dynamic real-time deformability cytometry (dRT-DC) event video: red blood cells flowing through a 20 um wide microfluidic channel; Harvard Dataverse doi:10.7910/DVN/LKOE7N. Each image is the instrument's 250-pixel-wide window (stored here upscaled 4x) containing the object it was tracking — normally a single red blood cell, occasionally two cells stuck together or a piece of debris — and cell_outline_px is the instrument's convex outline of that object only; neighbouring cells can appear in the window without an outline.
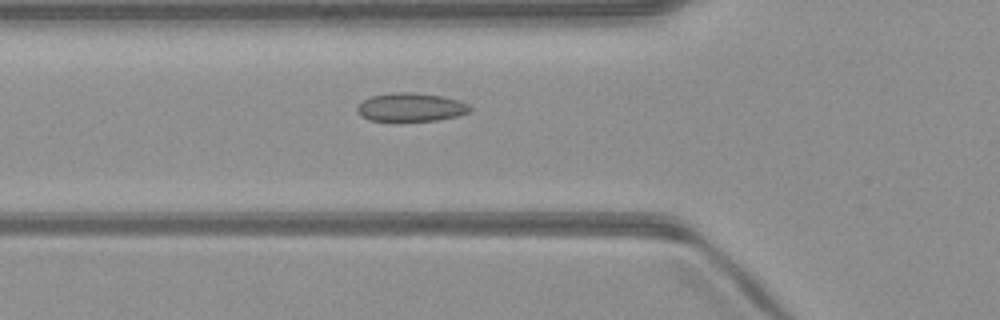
{"species": "common noctule bat (a hibernating species)", "species_latin": "Nyctalus noctula", "temperature_condition": "warm", "stored_images_in_passage": 44, "camera_frame_rate_fps": 3000, "um_per_image_px": 0.085, "animal": {"sex": "male", "body_mass_g": 23.1, "forearm_length_mm": 52.7}, "frame": {"image": 1, "passage_image": 11, "time_ms": 3.333, "image_size_px": [1000, 320], "cell_outline_px": [[472, 108], [468, 112], [456, 116], [436, 120], [400, 124], [396, 124], [368, 120], [360, 116], [356, 112], [356, 108], [364, 100], [372, 96], [392, 92], [412, 92], [440, 96], [460, 100], [468, 104]], "centroid_in_image_um": [34.86, 9.17], "position_along_channel_um": 90.9, "area_um2": 19.54}}
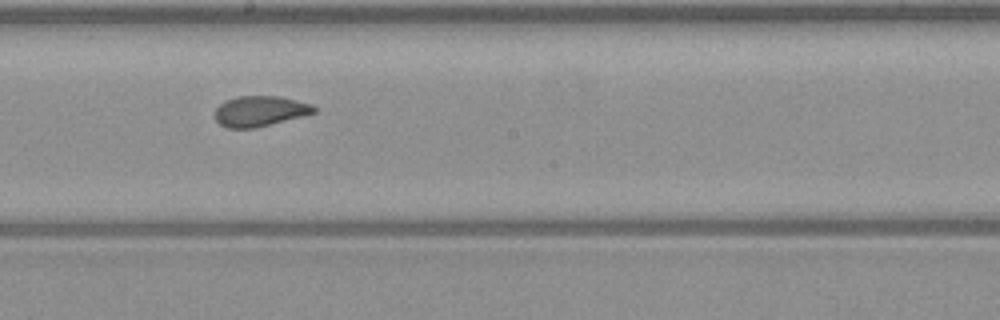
{"frame": {"image": 2, "passage_image": 21, "time_ms": 6.667, "image_size_px": [1000, 320], "cell_outline_px": [[316, 112], [304, 116], [256, 128], [228, 128], [220, 124], [216, 120], [216, 108], [224, 100], [236, 96], [280, 96], [312, 104], [316, 108]], "centroid_in_image_um": [22.11, 9.44], "position_along_channel_um": 226.1, "area_um2": 17.69}}
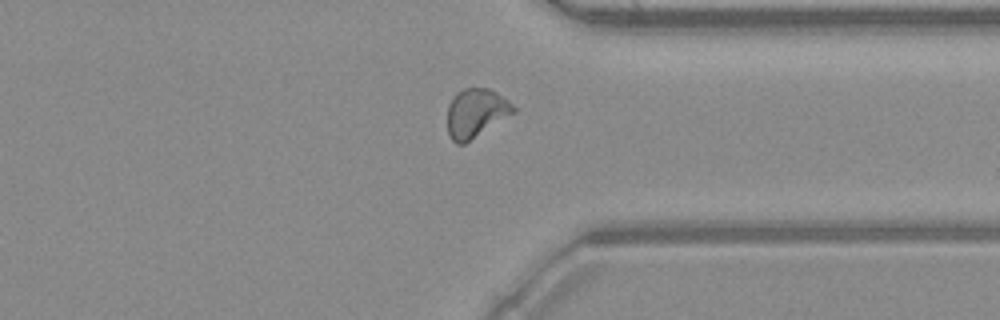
{"frame": {"image": 3, "passage_image": 32, "time_ms": 10.333, "image_size_px": [1000, 320], "cell_outline_px": [[516, 112], [464, 144], [456, 144], [452, 140], [448, 132], [448, 104], [452, 96], [456, 92], [464, 88], [488, 88], [496, 92], [508, 100], [516, 108]], "centroid_in_image_um": [40.45, 9.6], "position_along_channel_um": 371.0, "area_um2": 18.84}, "authors_computed_cell_mechanics": {"area_um2": 18.5827, "velocity_mm_per_s": 4.0334, "shape_relaxation_time_tau1_ms": null, "shape_relaxation_time_tau2_ms": 1.1288, "deformation_change_tau1": null, "deformation_change_tau2": 0.0483}}